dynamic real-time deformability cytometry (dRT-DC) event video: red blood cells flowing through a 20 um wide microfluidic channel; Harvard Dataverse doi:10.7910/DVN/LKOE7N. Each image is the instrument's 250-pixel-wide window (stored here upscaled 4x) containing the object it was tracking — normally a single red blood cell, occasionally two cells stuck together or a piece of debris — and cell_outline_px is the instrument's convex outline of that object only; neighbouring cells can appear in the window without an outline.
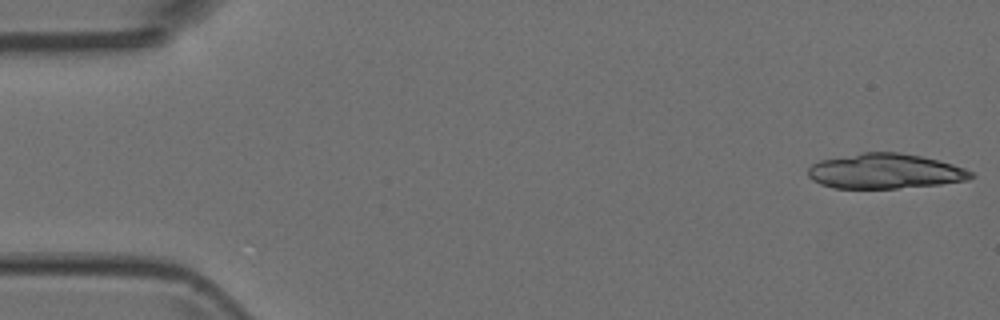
{"species": "Egyptian fruit bat (a non-hibernating species)", "species_latin": "Rousettus aegyptiacus", "temperature_condition": "room temperature", "stored_images_in_passage": 3, "camera_frame_rate_fps": 3000, "um_per_image_px": 0.085, "animal": {"sex": "female"}, "frame": {"image": 1, "passage_image": 3, "time_ms": 0.667, "image_size_px": [1000, 320], "cell_outline_px": [[976, 176], [968, 180], [940, 184], [896, 188], [832, 188], [820, 184], [812, 180], [808, 176], [808, 168], [812, 164], [820, 160], [864, 152], [896, 152], [920, 156], [940, 160], [964, 168], [972, 172]], "centroid_in_image_um": [75.23, 14.55], "position_along_channel_um": 9.8, "area_um2": 33.23}}